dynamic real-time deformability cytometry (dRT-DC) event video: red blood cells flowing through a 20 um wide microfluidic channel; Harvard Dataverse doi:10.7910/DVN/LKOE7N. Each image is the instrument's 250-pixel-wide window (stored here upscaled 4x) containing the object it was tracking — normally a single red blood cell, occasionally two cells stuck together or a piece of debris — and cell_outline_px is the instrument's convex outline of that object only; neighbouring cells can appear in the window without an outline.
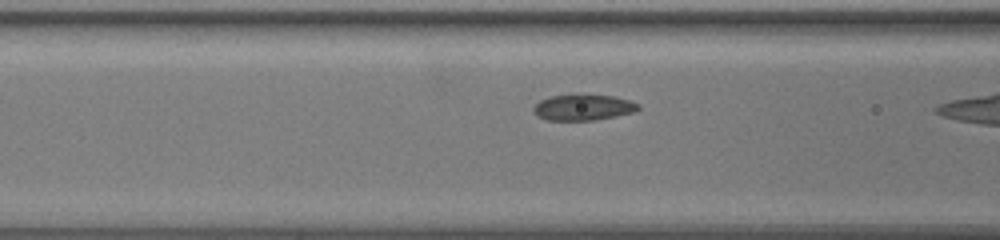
{"species": "common noctule bat (a hibernating species)", "species_latin": "Nyctalus noctula", "temperature_condition": "warm", "stored_images_in_passage": 29, "camera_frame_rate_fps": 3000, "um_per_image_px": 0.085, "animal": {"sex": "female", "body_mass_g": 19.5, "forearm_length_mm": 54.1}, "frame": {"image": 1, "passage_image": 7, "time_ms": 2.0, "image_size_px": [1000, 240], "cell_outline_px": [[640, 108], [636, 112], [616, 116], [592, 120], [548, 120], [540, 116], [532, 108], [540, 100], [552, 96], [576, 92], [616, 96], [640, 104]], "centroid_in_image_um": [49.62, 9.08], "position_along_channel_um": 117.0, "area_um2": 16.24}}
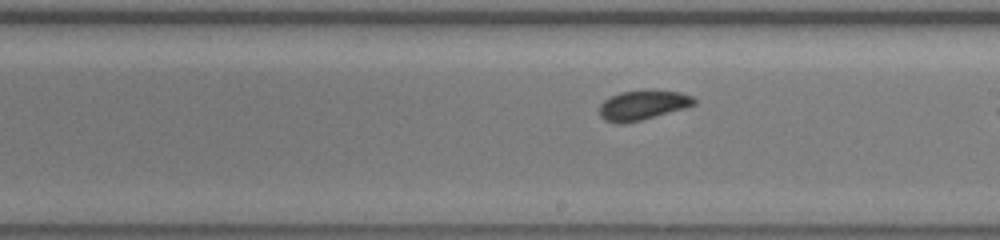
{"frame": {"image": 2, "passage_image": 17, "time_ms": 5.333, "image_size_px": [1000, 240], "cell_outline_px": [[696, 104], [684, 108], [640, 120], [620, 124], [604, 120], [600, 116], [600, 104], [608, 96], [620, 92], [644, 88], [680, 92], [692, 96], [696, 100]], "centroid_in_image_um": [54.61, 8.89], "position_along_channel_um": 234.4, "area_um2": 16.65}}
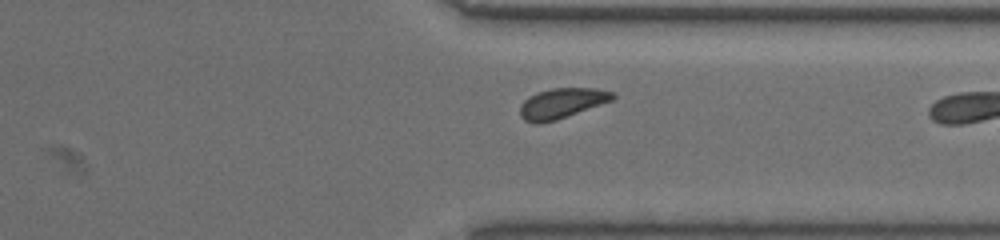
{"frame": {"image": 3, "passage_image": 28, "time_ms": 9.0, "image_size_px": [1000, 240], "cell_outline_px": [[616, 96], [612, 100], [556, 120], [540, 124], [536, 124], [524, 120], [520, 116], [520, 104], [528, 96], [552, 88], [596, 88], [612, 92]], "centroid_in_image_um": [47.71, 8.78], "position_along_channel_um": 363.7, "area_um2": 16.18}}